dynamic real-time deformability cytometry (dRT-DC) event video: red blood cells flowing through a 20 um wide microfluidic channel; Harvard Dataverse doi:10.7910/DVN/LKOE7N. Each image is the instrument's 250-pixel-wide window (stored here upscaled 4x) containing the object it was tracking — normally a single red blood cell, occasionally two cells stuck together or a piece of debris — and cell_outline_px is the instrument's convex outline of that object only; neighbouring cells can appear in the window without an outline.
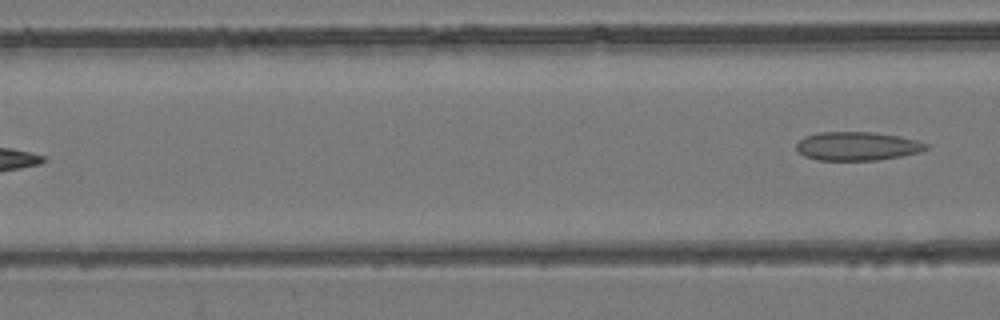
{"species": "common noctule bat (a hibernating species)", "species_latin": "Nyctalus noctula", "temperature_condition": "room temperature", "stored_images_in_passage": 7, "camera_frame_rate_fps": 3000, "um_per_image_px": 0.085, "animal": {"sex": "female", "body_mass_g": 24.6, "forearm_length_mm": 56.2}, "frame": {"image": 1, "passage_image": 7, "time_ms": 8.333, "image_size_px": [1000, 320], "cell_outline_px": [[928, 148], [920, 152], [900, 156], [876, 160], [816, 160], [804, 156], [796, 148], [796, 144], [804, 136], [820, 132], [872, 132], [900, 136], [916, 140], [928, 144]], "centroid_in_image_um": [72.85, 12.42], "position_along_channel_um": 93.7, "area_um2": 21.62}}